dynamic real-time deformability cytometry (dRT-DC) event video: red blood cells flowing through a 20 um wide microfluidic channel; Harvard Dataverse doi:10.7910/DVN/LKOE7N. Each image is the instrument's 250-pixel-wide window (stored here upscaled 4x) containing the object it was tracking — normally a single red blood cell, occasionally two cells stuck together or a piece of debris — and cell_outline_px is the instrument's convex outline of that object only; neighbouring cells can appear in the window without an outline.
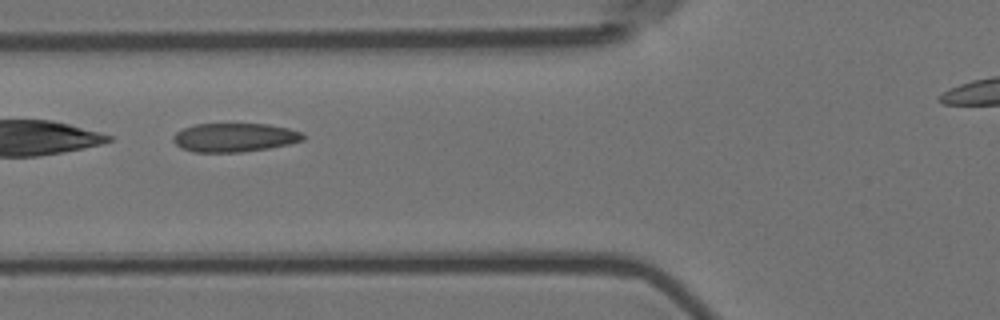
{"species": "Egyptian fruit bat (a non-hibernating species)", "species_latin": "Rousettus aegyptiacus", "temperature_condition": "room temperature", "stored_images_in_passage": 10, "segment_of_instrument_passage": [1, 2], "camera_frame_rate_fps": 3000, "um_per_image_px": 0.085, "animal": {"sex": "female"}, "frame": {"image": 1, "passage_image": 4, "time_ms": 1.0, "image_size_px": [1000, 320], "cell_outline_px": [[304, 140], [288, 144], [268, 148], [240, 152], [192, 152], [180, 148], [172, 140], [172, 136], [176, 132], [184, 128], [196, 124], [268, 124], [288, 128], [304, 132]], "centroid_in_image_um": [19.92, 11.68], "position_along_channel_um": 105.9, "area_um2": 21.85}}
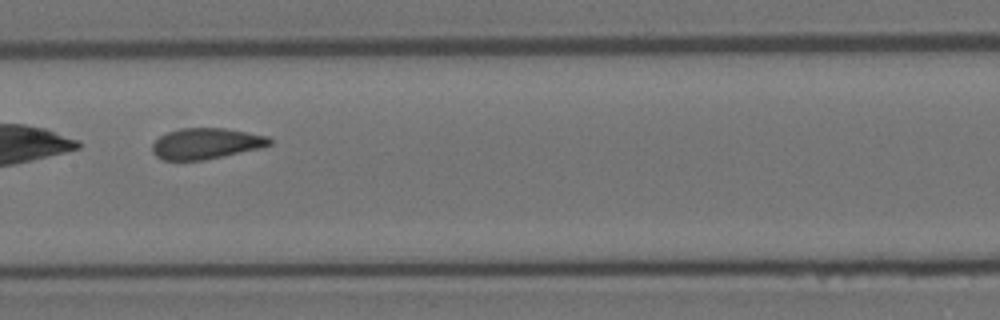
{"frame": {"image": 2, "passage_image": 6, "time_ms": 1.667, "image_size_px": [1000, 320], "cell_outline_px": [[272, 144], [256, 148], [204, 160], [164, 160], [156, 156], [152, 152], [152, 144], [160, 136], [168, 132], [180, 128], [224, 128], [268, 136], [272, 140]], "centroid_in_image_um": [17.47, 12.19], "position_along_channel_um": 189.9, "area_um2": 20.81}}
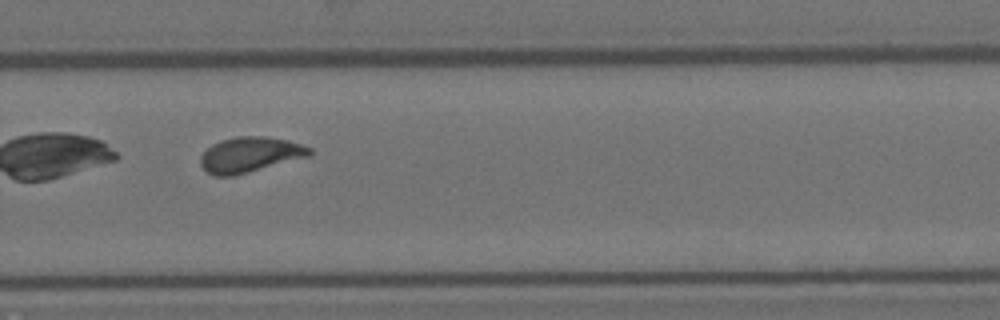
{"frame": {"image": 3, "passage_image": 9, "time_ms": 2.667, "image_size_px": [1000, 320], "cell_outline_px": [[312, 156], [232, 176], [216, 176], [208, 172], [200, 164], [200, 156], [212, 144], [220, 140], [236, 136], [264, 136], [288, 140], [312, 148]], "centroid_in_image_um": [21.27, 13.14], "position_along_channel_um": 308.5, "area_um2": 22.48}}